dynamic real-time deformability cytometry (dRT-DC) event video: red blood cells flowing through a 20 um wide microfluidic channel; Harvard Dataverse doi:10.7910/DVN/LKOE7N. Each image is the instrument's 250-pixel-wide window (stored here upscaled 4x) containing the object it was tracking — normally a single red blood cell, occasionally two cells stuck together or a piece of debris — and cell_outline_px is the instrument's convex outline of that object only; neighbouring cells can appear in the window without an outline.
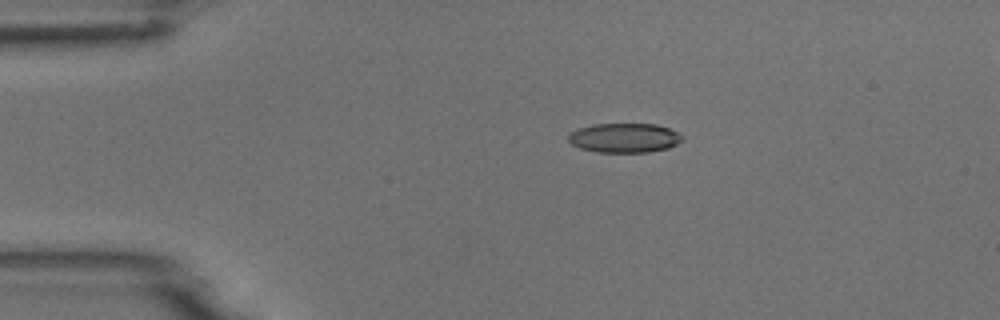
{"species": "common noctule bat (a hibernating species)", "species_latin": "Nyctalus noctula", "temperature_condition": "room temperature", "stored_images_in_passage": 7, "camera_frame_rate_fps": 3000, "um_per_image_px": 0.085, "animal": {"sex": "male", "body_mass_g": 18.8}, "frame": {"image": 1, "passage_image": 3, "time_ms": 2.333, "image_size_px": [1000, 320], "cell_outline_px": [[684, 140], [668, 148], [648, 152], [596, 152], [580, 148], [572, 144], [568, 140], [568, 136], [572, 132], [580, 128], [592, 124], [656, 124], [668, 128], [684, 136]], "centroid_in_image_um": [53.09, 11.72], "position_along_channel_um": 31.9, "area_um2": 19.48}}
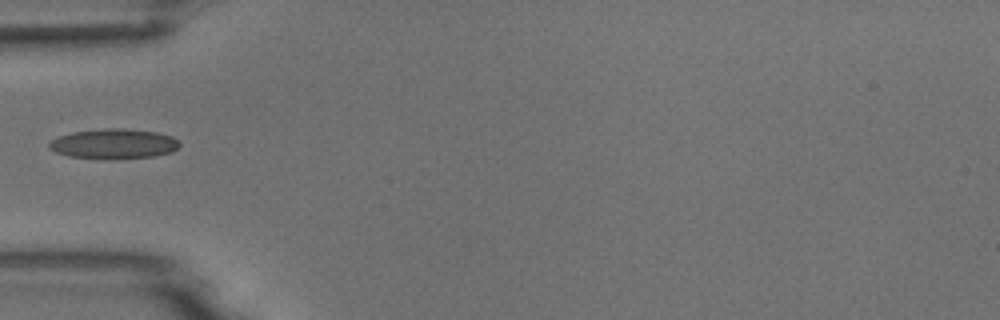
{"frame": {"image": 2, "passage_image": 5, "time_ms": 4.667, "image_size_px": [1000, 320], "cell_outline_px": [[180, 144], [172, 152], [152, 156], [112, 160], [104, 160], [68, 156], [56, 152], [48, 148], [48, 144], [52, 140], [60, 136], [72, 132], [104, 128], [124, 128], [156, 132], [172, 136]], "centroid_in_image_um": [9.64, 12.24], "position_along_channel_um": 75.4, "area_um2": 22.95}}